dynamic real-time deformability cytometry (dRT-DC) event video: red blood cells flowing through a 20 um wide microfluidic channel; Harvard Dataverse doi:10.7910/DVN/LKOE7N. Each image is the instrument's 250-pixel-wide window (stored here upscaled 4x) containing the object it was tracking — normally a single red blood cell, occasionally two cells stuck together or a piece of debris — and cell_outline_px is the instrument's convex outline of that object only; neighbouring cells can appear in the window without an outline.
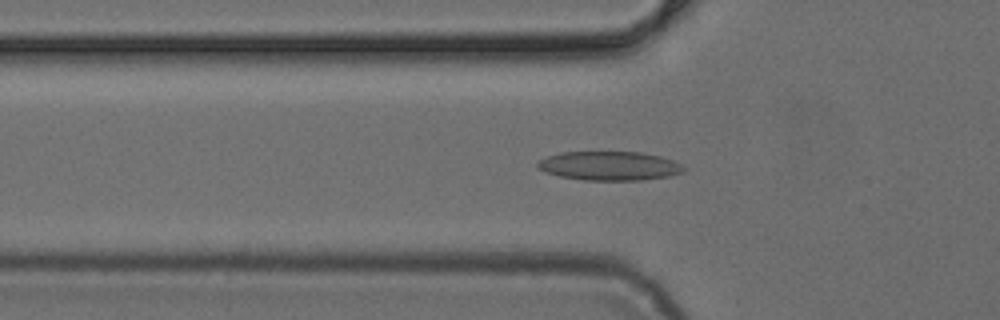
{"species": "common noctule bat (a hibernating species)", "species_latin": "Nyctalus noctula", "temperature_condition": "cold", "stored_images_in_passage": 22, "camera_frame_rate_fps": 3000, "um_per_image_px": 0.085, "animal": {"sex": "female", "body_mass_g": 24.6, "forearm_length_mm": 56.2}, "frame": {"image": 1, "passage_image": 6, "time_ms": 1.667, "image_size_px": [1000, 320], "cell_outline_px": [[688, 168], [684, 172], [668, 176], [640, 180], [584, 180], [560, 176], [544, 172], [536, 168], [536, 164], [540, 160], [548, 156], [560, 152], [640, 152], [660, 156], [672, 160]], "centroid_in_image_um": [51.79, 14.1], "position_along_channel_um": 74.0, "area_um2": 24.74}}
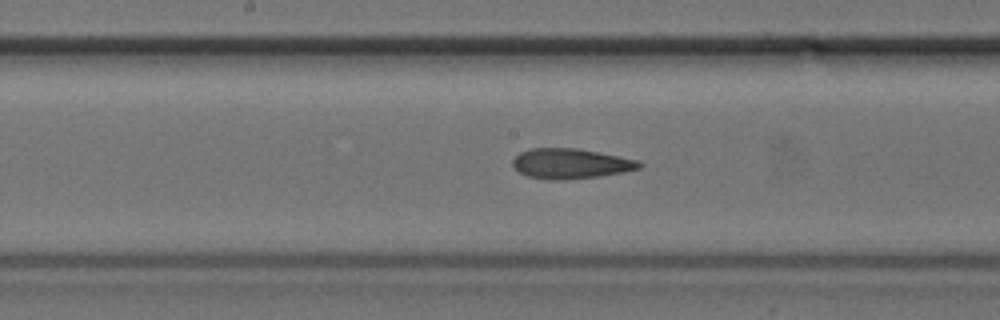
{"frame": {"image": 2, "passage_image": 15, "time_ms": 4.667, "image_size_px": [1000, 320], "cell_outline_px": [[644, 164], [640, 168], [624, 172], [600, 176], [564, 180], [548, 180], [528, 176], [520, 172], [512, 164], [512, 160], [520, 152], [532, 148], [576, 148], [636, 160]], "centroid_in_image_um": [48.49, 13.92], "position_along_channel_um": 199.7, "area_um2": 22.02}}
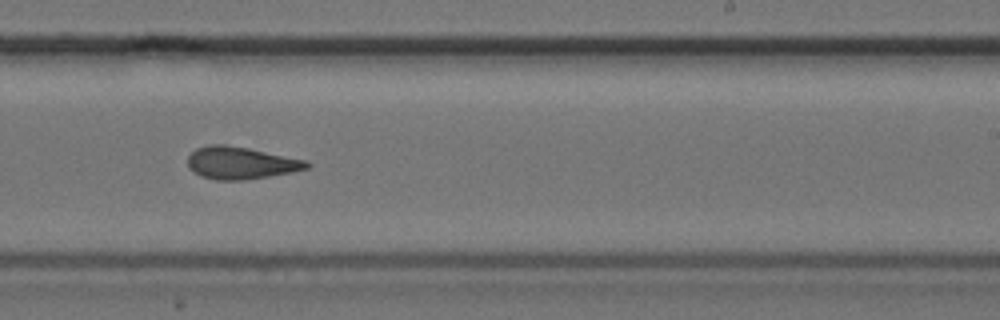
{"frame": {"image": 3, "passage_image": 20, "time_ms": 6.333, "image_size_px": [1000, 320], "cell_outline_px": [[312, 164], [308, 168], [292, 172], [244, 180], [216, 180], [200, 176], [188, 168], [188, 156], [196, 148], [208, 144], [224, 144], [248, 148], [308, 160]], "centroid_in_image_um": [20.46, 13.84], "position_along_channel_um": 268.5, "area_um2": 22.54}}